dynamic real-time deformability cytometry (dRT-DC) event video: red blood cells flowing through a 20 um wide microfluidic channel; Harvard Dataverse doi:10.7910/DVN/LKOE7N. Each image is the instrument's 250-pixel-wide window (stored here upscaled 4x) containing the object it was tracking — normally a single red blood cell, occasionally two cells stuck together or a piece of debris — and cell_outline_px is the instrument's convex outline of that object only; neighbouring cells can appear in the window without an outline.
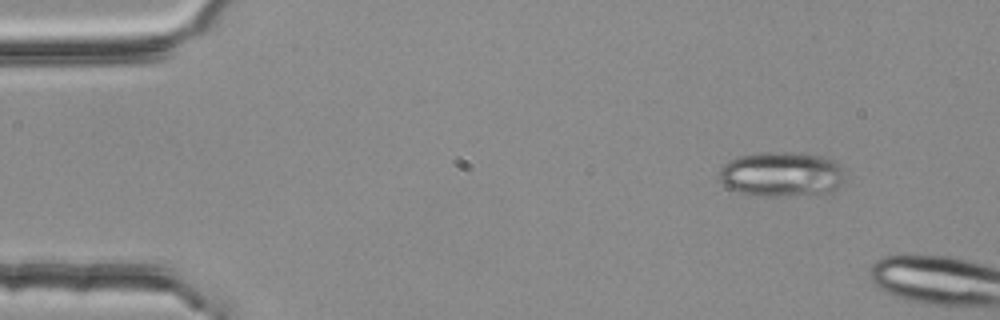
{"species": "common noctule bat (a hibernating species)", "species_latin": "Nyctalus noctula", "temperature_condition": "room temperature", "stored_images_in_passage": 2, "camera_frame_rate_fps": 3000, "um_per_image_px": 0.085, "animal": {"sex": "female", "body_mass_g": 25.1}, "frame": {"image": 1, "passage_image": 1, "time_ms": 0.0, "image_size_px": [1000, 320], "cell_outline_px": [[844, 180], [832, 192], [776, 196], [748, 196], [736, 192], [728, 188], [720, 180], [720, 168], [728, 160], [740, 156], [764, 152], [804, 152], [828, 156], [836, 160], [840, 164]], "centroid_in_image_um": [66.44, 14.79], "position_along_channel_um": 18.6, "area_um2": 33.41}}